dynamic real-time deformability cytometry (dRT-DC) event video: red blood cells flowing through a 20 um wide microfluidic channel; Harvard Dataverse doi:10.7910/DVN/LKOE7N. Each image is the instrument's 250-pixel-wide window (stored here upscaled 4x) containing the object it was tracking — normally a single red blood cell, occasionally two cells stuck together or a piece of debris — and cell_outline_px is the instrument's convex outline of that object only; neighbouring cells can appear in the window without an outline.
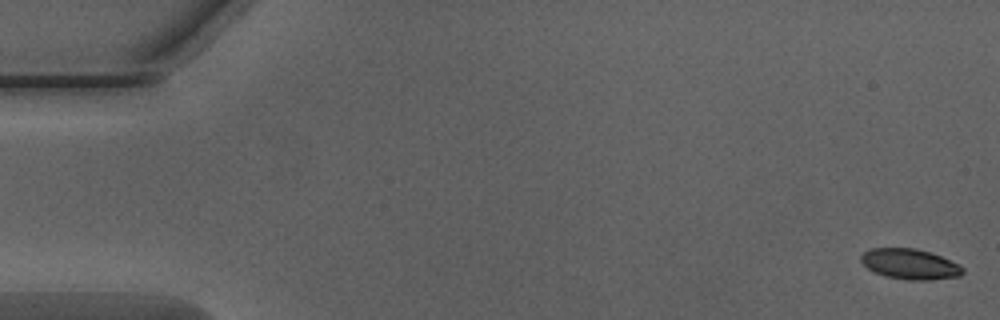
{"species": "Egyptian fruit bat (a non-hibernating species)", "species_latin": "Rousettus aegyptiacus", "temperature_condition": "warm", "stored_images_in_passage": 51, "camera_frame_rate_fps": 3000, "um_per_image_px": 0.085, "animal": {"sex": "male"}, "frame": {"image": 1, "passage_image": 1, "time_ms": 0.0, "image_size_px": [1000, 320], "cell_outline_px": [[964, 272], [960, 276], [928, 280], [908, 280], [884, 276], [868, 268], [860, 260], [860, 256], [868, 248], [916, 248], [932, 252], [960, 264], [964, 268]], "centroid_in_image_um": [77.37, 22.44], "position_along_channel_um": 7.6, "area_um2": 18.21}}
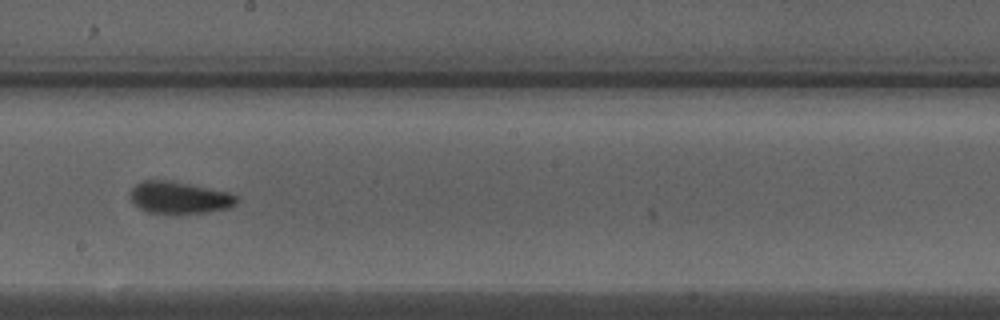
{"frame": {"image": 2, "passage_image": 29, "time_ms": 9.333, "image_size_px": [1000, 320], "cell_outline_px": [[240, 200], [236, 204], [228, 208], [208, 212], [180, 216], [148, 212], [140, 208], [128, 196], [128, 192], [136, 184], [144, 180], [164, 180], [188, 184], [232, 192]], "centroid_in_image_um": [15.26, 16.83], "position_along_channel_um": 232.9, "area_um2": 20.46}}
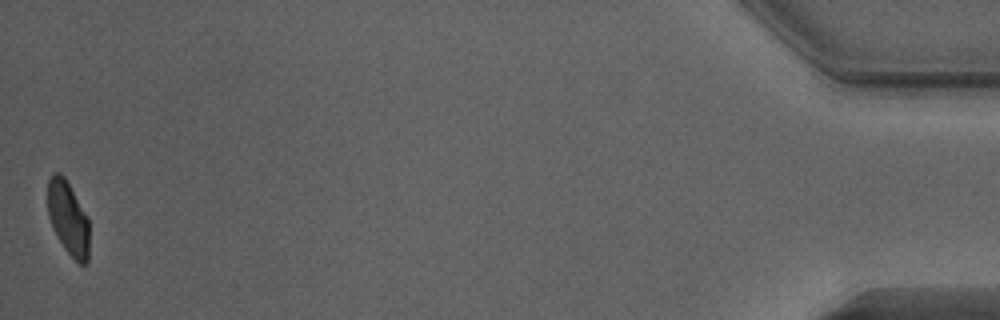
{"frame": {"image": 3, "passage_image": 51, "time_ms": 16.667, "image_size_px": [1000, 320], "cell_outline_px": [[88, 260], [84, 264], [80, 264], [64, 248], [56, 236], [48, 216], [48, 180], [52, 172], [60, 172], [64, 176], [88, 216]], "centroid_in_image_um": [5.78, 18.51], "position_along_channel_um": 429.4, "area_um2": 17.8}, "authors_computed_cell_mechanics": {"area_um2": 19.7676, "velocity_mm_per_s": 4.0218, "shape_relaxation_time_tau1_ms": 2.959, "shape_relaxation_time_tau2_ms": 0.9129, "deformation_change_tau1": 0.1091, "deformation_change_tau2": 0.0571}}